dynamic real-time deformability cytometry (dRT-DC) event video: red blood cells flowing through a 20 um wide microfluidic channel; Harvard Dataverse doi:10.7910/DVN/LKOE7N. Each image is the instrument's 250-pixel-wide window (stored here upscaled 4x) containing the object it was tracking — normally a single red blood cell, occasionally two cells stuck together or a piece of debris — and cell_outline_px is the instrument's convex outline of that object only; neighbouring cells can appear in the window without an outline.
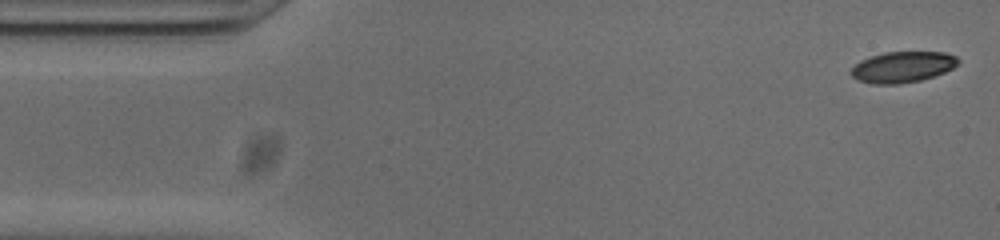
{"species": "common noctule bat (a hibernating species)", "species_latin": "Nyctalus noctula", "temperature_condition": "cold", "stored_images_in_passage": 52, "camera_frame_rate_fps": 3000, "um_per_image_px": 0.085, "animal": {"sex": "male", "body_mass_g": 20.0, "forearm_length_mm": 53.3}, "frame": {"image": 1, "passage_image": 2, "time_ms": 0.333, "image_size_px": [1000, 240], "cell_outline_px": [[960, 60], [952, 68], [944, 72], [920, 80], [896, 84], [872, 84], [860, 80], [852, 76], [848, 72], [860, 60], [884, 52], [944, 52], [956, 56]], "centroid_in_image_um": [76.7, 5.69], "position_along_channel_um": 8.3, "area_um2": 19.13}}
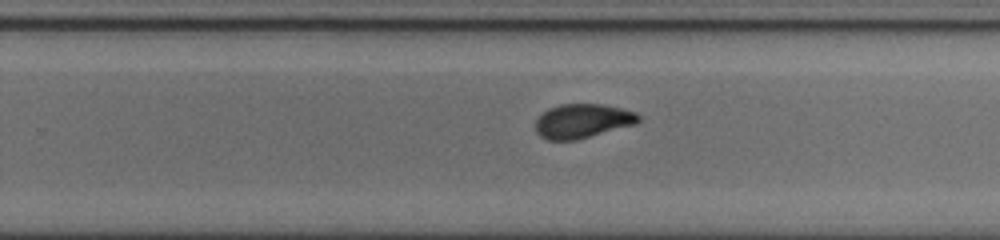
{"frame": {"image": 2, "passage_image": 32, "time_ms": 10.333, "image_size_px": [1000, 240], "cell_outline_px": [[640, 120], [636, 124], [576, 140], [548, 140], [540, 136], [536, 132], [536, 120], [548, 108], [560, 104], [604, 104], [636, 112], [640, 116]], "centroid_in_image_um": [49.52, 10.28], "position_along_channel_um": 280.3, "area_um2": 20.52}}
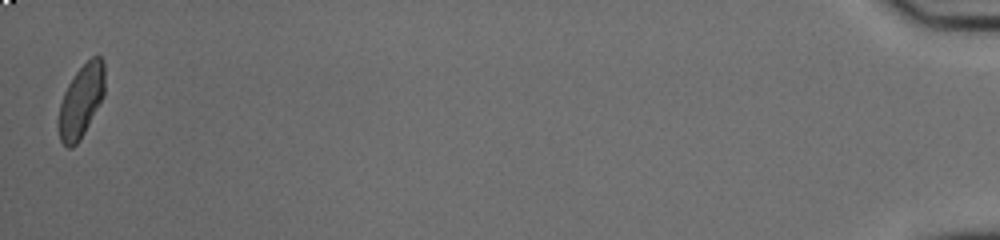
{"frame": {"image": 3, "passage_image": 52, "time_ms": 17.0, "image_size_px": [1000, 240], "cell_outline_px": [[104, 96], [80, 140], [72, 148], [68, 148], [60, 140], [60, 104], [64, 92], [68, 84], [76, 72], [92, 56], [100, 56], [104, 60]], "centroid_in_image_um": [6.93, 8.56], "position_along_channel_um": 428.3, "area_um2": 19.19}, "authors_computed_cell_mechanics": {"area_um2": 20.4612, "velocity_mm_per_s": 3.831, "shape_relaxation_time_tau1_ms": 4.0932, "shape_relaxation_time_tau2_ms": 1.9183, "deformation_change_tau1": 0.1263, "deformation_change_tau2": 0.0534}}